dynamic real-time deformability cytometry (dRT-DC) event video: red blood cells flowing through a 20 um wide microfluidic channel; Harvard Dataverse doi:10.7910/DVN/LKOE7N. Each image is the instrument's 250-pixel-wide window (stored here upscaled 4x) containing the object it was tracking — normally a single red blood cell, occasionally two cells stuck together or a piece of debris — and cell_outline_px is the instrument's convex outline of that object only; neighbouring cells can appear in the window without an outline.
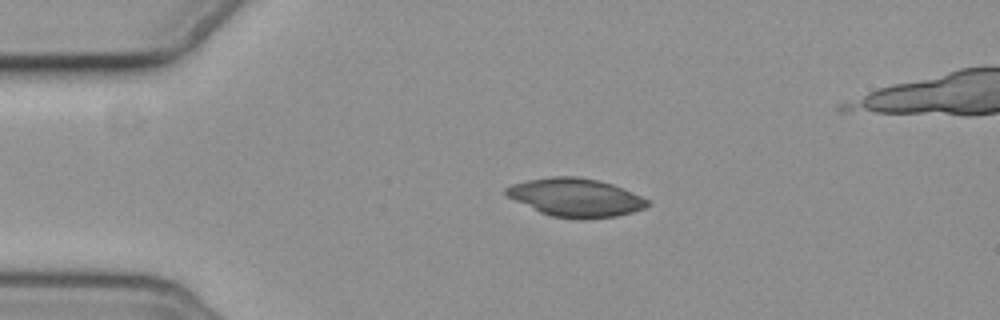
{"species": "common noctule bat (a hibernating species)", "species_latin": "Nyctalus noctula", "temperature_condition": "cold", "stored_images_in_passage": 5, "camera_frame_rate_fps": 3000, "um_per_image_px": 0.085, "animal": {"sex": "female", "body_mass_g": 19.3, "forearm_length_mm": 54.1}, "frame": {"image": 1, "passage_image": 3, "time_ms": 2.333, "image_size_px": [1000, 320], "cell_outline_px": [[652, 204], [644, 208], [632, 212], [616, 216], [584, 220], [580, 220], [552, 216], [540, 212], [508, 196], [504, 192], [504, 188], [512, 184], [528, 180], [552, 176], [576, 176], [596, 180], [612, 184], [640, 196], [648, 200]], "centroid_in_image_um": [48.93, 16.8], "position_along_channel_um": 36.1, "area_um2": 31.39}}